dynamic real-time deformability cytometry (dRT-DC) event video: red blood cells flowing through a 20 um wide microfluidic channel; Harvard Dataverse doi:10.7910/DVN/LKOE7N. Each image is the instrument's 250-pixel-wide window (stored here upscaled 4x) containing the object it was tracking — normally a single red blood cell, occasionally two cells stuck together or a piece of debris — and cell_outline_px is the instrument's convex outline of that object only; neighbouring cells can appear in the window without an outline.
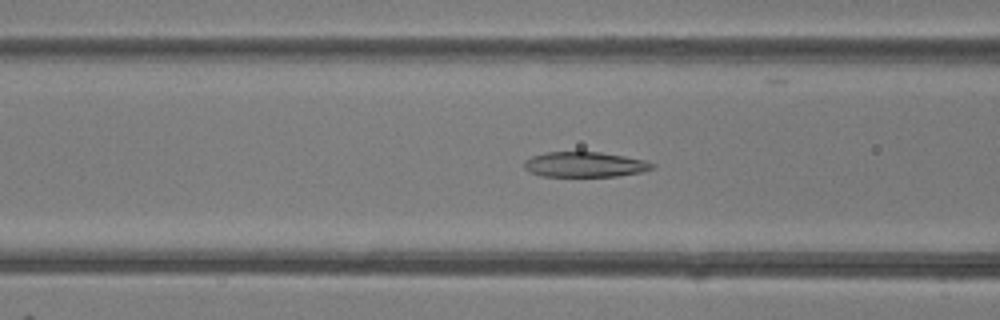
{"species": "common noctule bat (a hibernating species)", "species_latin": "Nyctalus noctula", "temperature_condition": "room temperature", "stored_images_in_passage": 37, "camera_frame_rate_fps": 3000, "um_per_image_px": 0.085, "animal": {"sex": "female"}, "frame": {"image": 1, "passage_image": 8, "time_ms": 2.333, "image_size_px": [1000, 320], "cell_outline_px": [[656, 168], [640, 172], [616, 176], [540, 176], [528, 172], [524, 168], [524, 160], [532, 156], [544, 152], [600, 152], [624, 156], [644, 160], [656, 164]], "centroid_in_image_um": [49.68, 13.98], "position_along_channel_um": 116.9, "area_um2": 18.9}}
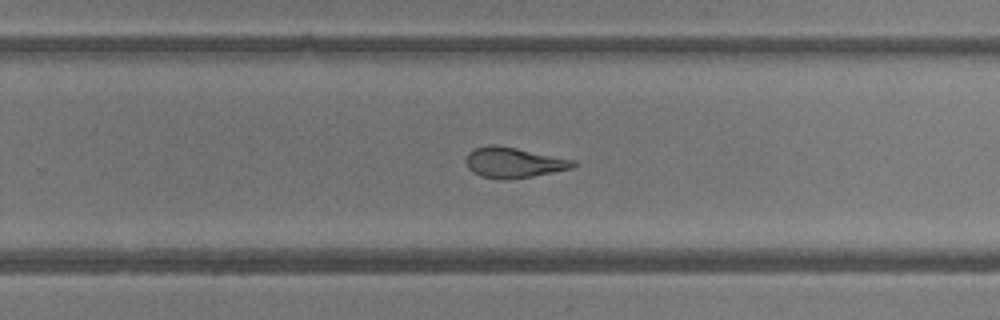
{"frame": {"image": 2, "passage_image": 20, "time_ms": 6.333, "image_size_px": [1000, 320], "cell_outline_px": [[576, 164], [572, 168], [532, 176], [504, 180], [500, 180], [480, 176], [472, 172], [468, 168], [464, 160], [468, 152], [476, 148], [488, 144], [496, 144], [576, 160]], "centroid_in_image_um": [43.61, 13.81], "position_along_channel_um": 286.2, "area_um2": 19.13}}
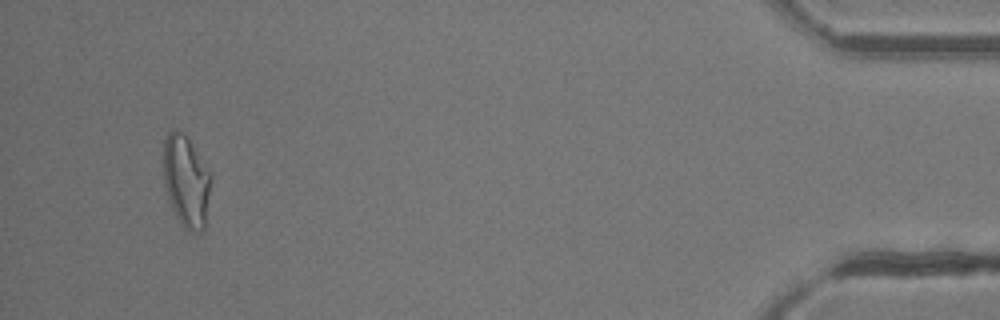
{"frame": {"image": 3, "passage_image": 35, "time_ms": 11.333, "image_size_px": [1000, 320], "cell_outline_px": [[212, 176], [204, 228], [200, 232], [188, 232], [184, 228], [176, 216], [172, 208], [164, 184], [164, 140], [168, 132], [172, 128], [176, 128], [184, 132], [188, 136]], "centroid_in_image_um": [15.83, 15.36], "position_along_channel_um": 419.4, "area_um2": 25.55}, "authors_computed_cell_mechanics": {"area_um2": 20.23, "velocity_mm_per_s": 4.2265, "shape_relaxation_time_tau1_ms": null, "shape_relaxation_time_tau2_ms": 1.862, "deformation_change_tau1": null, "deformation_change_tau2": 0.097}}